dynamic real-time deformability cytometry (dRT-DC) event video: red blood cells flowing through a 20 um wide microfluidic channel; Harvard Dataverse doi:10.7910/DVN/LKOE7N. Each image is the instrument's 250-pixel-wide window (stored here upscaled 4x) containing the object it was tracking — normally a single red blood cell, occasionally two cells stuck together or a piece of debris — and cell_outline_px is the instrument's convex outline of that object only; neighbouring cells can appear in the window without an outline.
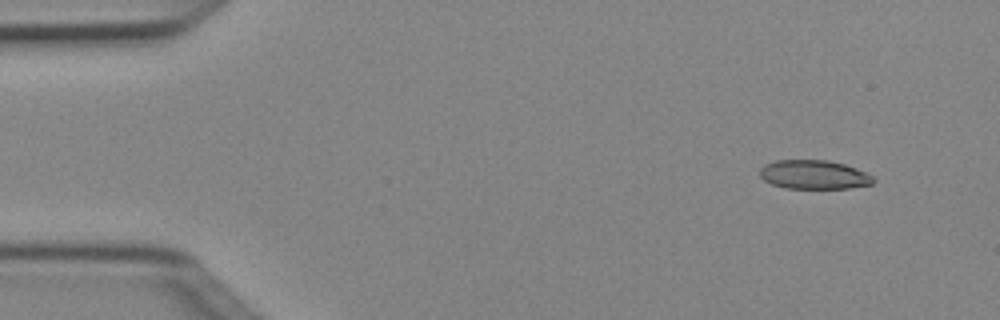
{"species": "Egyptian fruit bat (a non-hibernating species)", "species_latin": "Rousettus aegyptiacus", "temperature_condition": "cold", "stored_images_in_passage": 4, "camera_frame_rate_fps": 3000, "um_per_image_px": 0.085, "animal": {"sex": "female"}, "frame": {"image": 1, "passage_image": 4, "time_ms": 1.0, "image_size_px": [1000, 320], "cell_outline_px": [[876, 180], [872, 184], [848, 188], [784, 188], [772, 184], [764, 180], [760, 176], [760, 168], [764, 164], [776, 160], [828, 160], [844, 164], [856, 168], [872, 176]], "centroid_in_image_um": [69.16, 14.84], "position_along_channel_um": 15.8, "area_um2": 19.13}}